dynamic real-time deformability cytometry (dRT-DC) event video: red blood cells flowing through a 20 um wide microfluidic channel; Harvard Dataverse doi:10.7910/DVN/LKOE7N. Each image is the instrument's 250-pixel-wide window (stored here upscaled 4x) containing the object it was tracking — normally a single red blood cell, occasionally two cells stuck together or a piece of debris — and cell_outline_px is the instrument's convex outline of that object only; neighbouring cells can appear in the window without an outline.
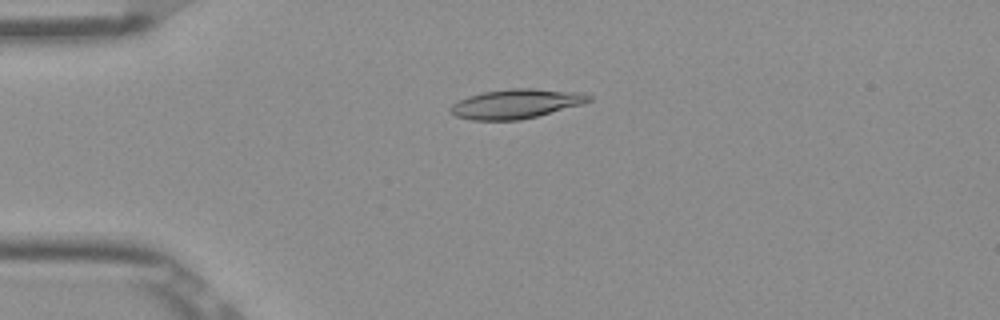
{"species": "Egyptian fruit bat (a non-hibernating species)", "species_latin": "Rousettus aegyptiacus", "temperature_condition": "room temperature", "stored_images_in_passage": 52, "camera_frame_rate_fps": 3000, "um_per_image_px": 0.085, "frame": {"image": 1, "passage_image": 13, "time_ms": 4.0, "image_size_px": [1000, 320], "cell_outline_px": [[592, 100], [584, 104], [520, 120], [472, 120], [456, 116], [448, 112], [448, 108], [452, 104], [468, 96], [480, 92], [512, 88], [532, 88], [584, 92], [592, 96]], "centroid_in_image_um": [43.88, 8.81], "position_along_channel_um": 41.1, "area_um2": 23.99}}
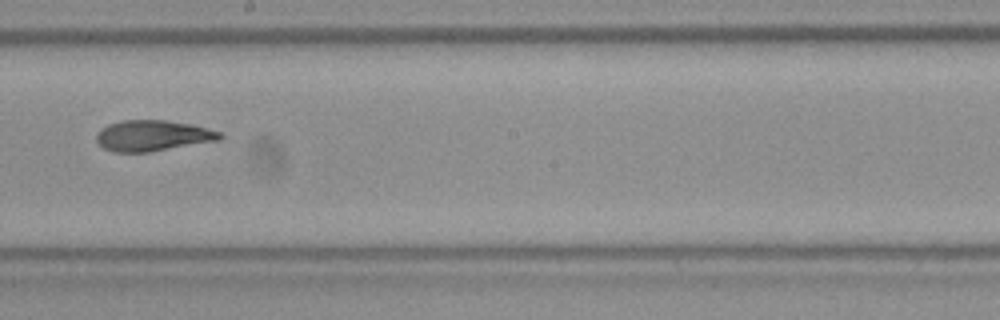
{"frame": {"image": 2, "passage_image": 30, "time_ms": 9.667, "image_size_px": [1000, 320], "cell_outline_px": [[224, 136], [220, 140], [148, 152], [112, 152], [104, 148], [96, 140], [96, 132], [100, 128], [108, 124], [120, 120], [164, 120], [192, 124], [220, 132]], "centroid_in_image_um": [12.95, 11.52], "position_along_channel_um": 235.2, "area_um2": 22.25}}
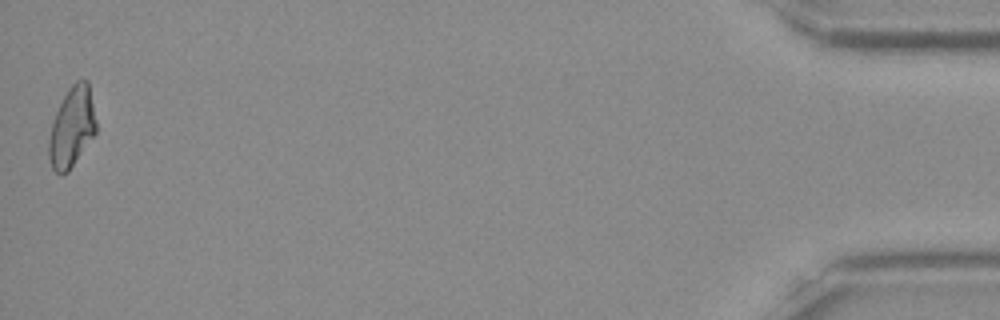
{"frame": {"image": 3, "passage_image": 52, "time_ms": 17.0, "image_size_px": [1000, 320], "cell_outline_px": [[96, 132], [68, 172], [60, 176], [52, 168], [48, 156], [48, 140], [52, 120], [68, 88], [76, 80], [88, 80], [96, 120]], "centroid_in_image_um": [6.09, 10.82], "position_along_channel_um": 429.1, "area_um2": 22.08}, "authors_computed_cell_mechanics": {"area_um2": 22.4553, "velocity_mm_per_s": 3.9069, "shape_relaxation_time_tau1_ms": 10.2934, "shape_relaxation_time_tau2_ms": 4.5599, "deformation_change_tau1": 0.2601, "deformation_change_tau2": 0.1022}}